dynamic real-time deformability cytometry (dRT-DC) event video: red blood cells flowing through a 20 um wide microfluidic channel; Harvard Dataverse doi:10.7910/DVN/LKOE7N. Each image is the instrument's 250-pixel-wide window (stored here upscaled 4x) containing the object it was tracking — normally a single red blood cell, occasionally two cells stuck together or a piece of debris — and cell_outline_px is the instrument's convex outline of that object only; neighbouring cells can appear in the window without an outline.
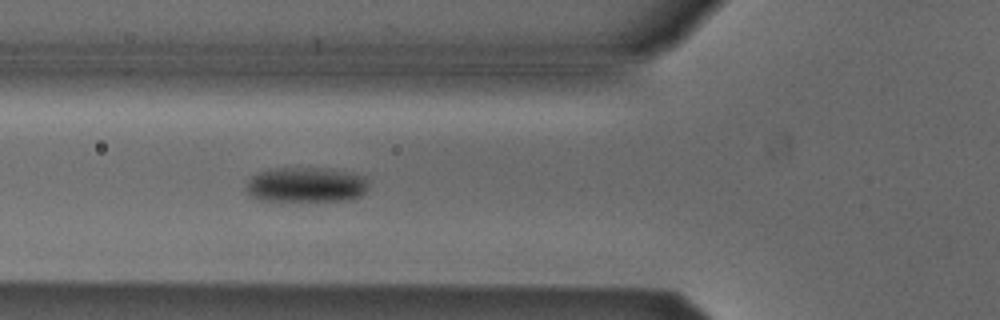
{"species": "Egyptian fruit bat (a non-hibernating species)", "species_latin": "Rousettus aegyptiacus", "temperature_condition": "cold", "stored_images_in_passage": 3, "camera_frame_rate_fps": 3000, "um_per_image_px": 0.085, "animal": {"sex": "male"}, "frame": {"image": 1, "passage_image": 3, "time_ms": 0.667, "image_size_px": [1000, 320], "cell_outline_px": [[368, 188], [360, 196], [352, 200], [260, 200], [252, 196], [244, 188], [244, 184], [252, 176], [260, 172], [276, 168], [324, 168], [348, 172], [364, 176], [368, 180]], "centroid_in_image_um": [26.02, 15.7], "position_along_channel_um": 99.8, "area_um2": 24.91}}